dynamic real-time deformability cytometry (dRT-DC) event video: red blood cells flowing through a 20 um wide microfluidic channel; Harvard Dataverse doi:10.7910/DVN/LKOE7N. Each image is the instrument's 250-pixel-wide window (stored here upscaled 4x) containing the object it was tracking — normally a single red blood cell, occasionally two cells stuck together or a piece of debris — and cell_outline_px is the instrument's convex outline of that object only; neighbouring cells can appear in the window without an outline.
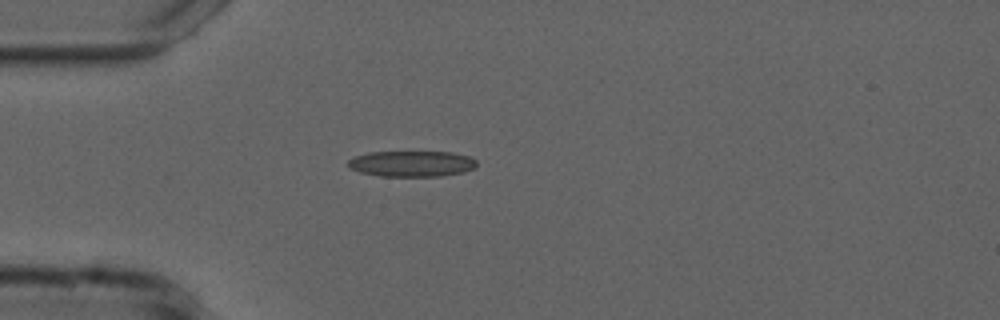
{"species": "common noctule bat (a hibernating species)", "species_latin": "Nyctalus noctula", "temperature_condition": "cold", "stored_images_in_passage": 40, "camera_frame_rate_fps": 3000, "um_per_image_px": 0.085, "animal": {"sex": "male", "forearm_length_mm": 52.5}, "frame": {"image": 1, "passage_image": 1, "time_ms": 0.0, "image_size_px": [1000, 320], "cell_outline_px": [[476, 168], [464, 172], [440, 176], [380, 176], [360, 172], [348, 168], [348, 160], [352, 156], [368, 152], [452, 152], [468, 156], [476, 160]], "centroid_in_image_um": [34.97, 13.91], "position_along_channel_um": 50.0, "area_um2": 19.54}}
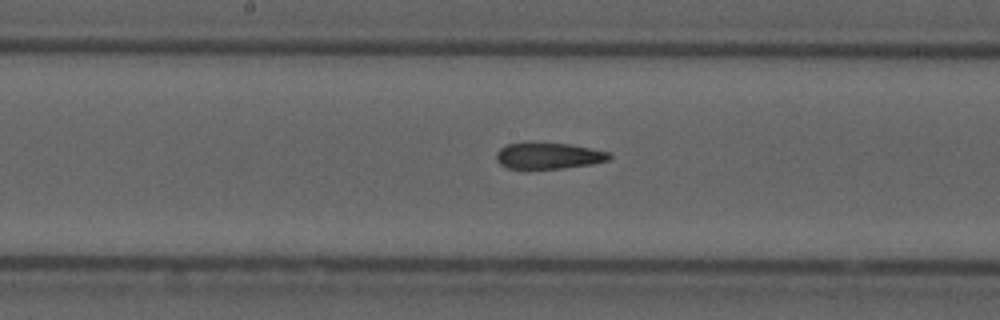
{"frame": {"image": 2, "passage_image": 14, "time_ms": 4.333, "image_size_px": [1000, 320], "cell_outline_px": [[612, 156], [608, 160], [592, 164], [564, 168], [508, 168], [500, 164], [496, 160], [496, 152], [500, 148], [508, 144], [568, 144], [608, 152]], "centroid_in_image_um": [46.62, 13.26], "position_along_channel_um": 201.6, "area_um2": 16.7}}
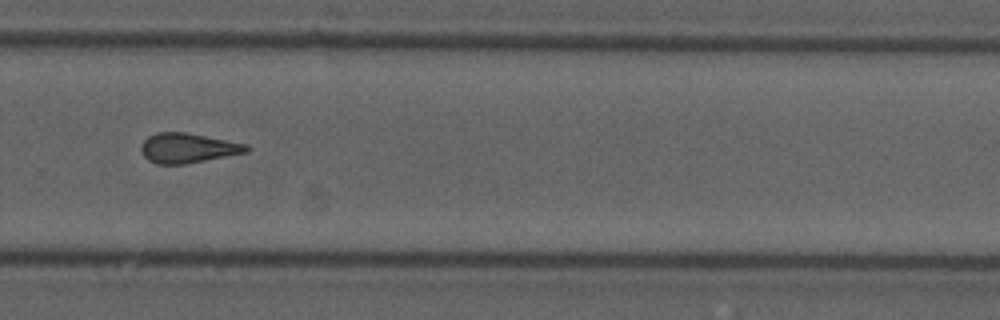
{"frame": {"image": 3, "passage_image": 23, "time_ms": 7.333, "image_size_px": [1000, 320], "cell_outline_px": [[248, 152], [184, 164], [156, 164], [148, 160], [144, 156], [140, 148], [144, 140], [148, 136], [156, 132], [184, 132], [248, 144]], "centroid_in_image_um": [15.94, 12.58], "position_along_channel_um": 313.9, "area_um2": 18.15}, "authors_computed_cell_mechanics": {"area_um2": 18.207, "velocity_mm_per_s": 3.7639, "shape_relaxation_time_tau1_ms": null, "shape_relaxation_time_tau2_ms": 4.9536, "deformation_change_tau1": null, "deformation_change_tau2": 0.172}}